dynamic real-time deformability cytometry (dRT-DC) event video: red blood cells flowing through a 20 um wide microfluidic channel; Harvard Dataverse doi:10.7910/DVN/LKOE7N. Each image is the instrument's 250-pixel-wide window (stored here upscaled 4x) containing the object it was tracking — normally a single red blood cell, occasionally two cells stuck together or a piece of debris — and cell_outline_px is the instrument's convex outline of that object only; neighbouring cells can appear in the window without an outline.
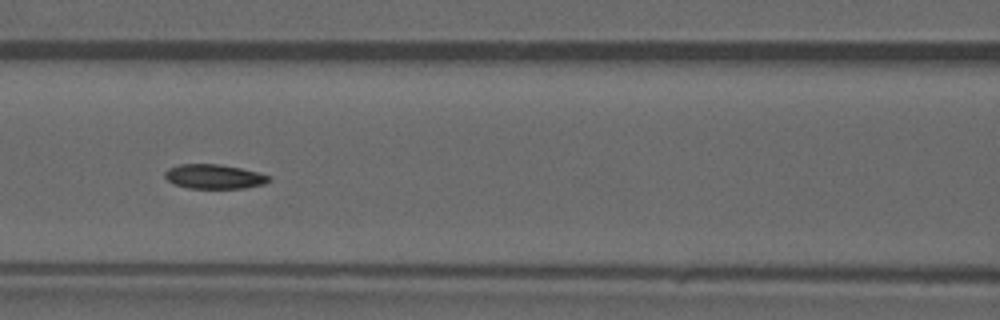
{"species": "common noctule bat (a hibernating species)", "species_latin": "Nyctalus noctula", "temperature_condition": "warm", "stored_images_in_passage": 46, "camera_frame_rate_fps": 3000, "um_per_image_px": 0.085, "animal": {"sex": "male", "forearm_length_mm": 52.5}, "frame": {"image": 1, "passage_image": 20, "time_ms": 6.333, "image_size_px": [1000, 320], "cell_outline_px": [[272, 176], [264, 184], [244, 188], [188, 188], [172, 184], [164, 176], [164, 172], [168, 168], [180, 164], [220, 164], [260, 172]], "centroid_in_image_um": [18.19, 15.0], "position_along_channel_um": 148.4, "area_um2": 14.91}}